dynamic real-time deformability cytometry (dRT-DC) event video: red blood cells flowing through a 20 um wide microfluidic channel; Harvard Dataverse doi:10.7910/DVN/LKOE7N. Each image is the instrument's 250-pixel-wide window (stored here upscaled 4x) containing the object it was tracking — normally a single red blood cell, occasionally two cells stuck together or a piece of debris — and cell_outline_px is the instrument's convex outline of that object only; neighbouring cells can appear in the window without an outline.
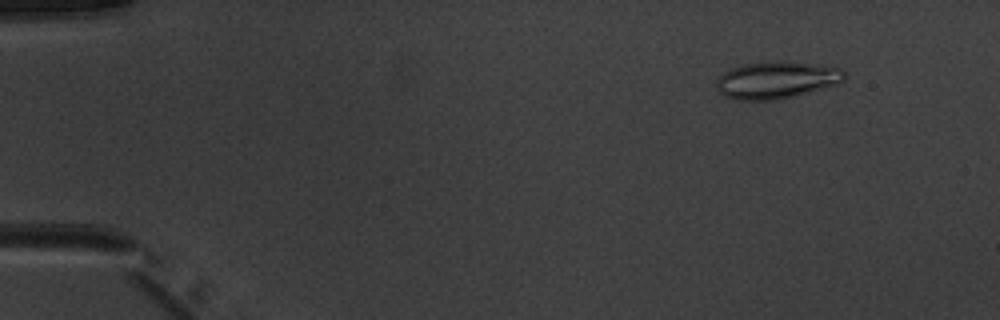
{"species": "common noctule bat (a hibernating species)", "species_latin": "Nyctalus noctula", "temperature_condition": "warm", "stored_images_in_passage": 48, "camera_frame_rate_fps": 3000, "um_per_image_px": 0.085, "animal": {"sex": "male", "body_mass_g": 20.1, "forearm_length_mm": 53.5}, "frame": {"image": 1, "passage_image": 3, "time_ms": 0.667, "image_size_px": [1000, 320], "cell_outline_px": [[848, 76], [844, 80], [836, 84], [780, 100], [740, 100], [724, 96], [716, 88], [716, 80], [724, 72], [732, 68], [744, 64], [784, 60], [840, 68], [848, 72]], "centroid_in_image_um": [66.02, 6.8], "position_along_channel_um": 19.0, "area_um2": 27.74}}
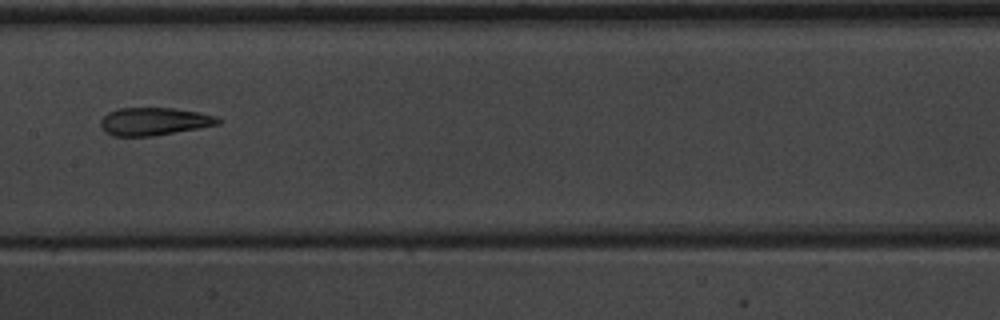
{"frame": {"image": 2, "passage_image": 24, "time_ms": 7.667, "image_size_px": [1000, 320], "cell_outline_px": [[220, 124], [152, 136], [112, 136], [104, 132], [100, 124], [100, 120], [108, 112], [116, 108], [172, 108], [200, 112], [216, 116], [220, 120]], "centroid_in_image_um": [13.06, 10.32], "position_along_channel_um": 194.3, "area_um2": 19.02}}
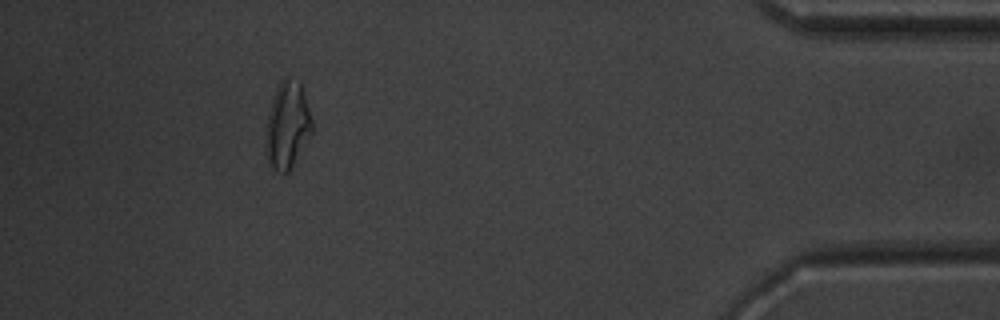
{"frame": {"image": 3, "passage_image": 44, "time_ms": 14.333, "image_size_px": [1000, 320], "cell_outline_px": [[312, 132], [292, 168], [288, 172], [276, 172], [268, 164], [264, 148], [264, 140], [268, 112], [272, 96], [280, 80], [284, 76], [288, 76], [300, 80], [304, 92], [312, 120]], "centroid_in_image_um": [24.39, 10.63], "position_along_channel_um": 410.8, "area_um2": 24.16}, "authors_computed_cell_mechanics": {"area_um2": 20.519, "velocity_mm_per_s": 4.0055, "shape_relaxation_time_tau1_ms": null, "shape_relaxation_time_tau2_ms": 1.9813, "deformation_change_tau1": null, "deformation_change_tau2": 0.1052}}